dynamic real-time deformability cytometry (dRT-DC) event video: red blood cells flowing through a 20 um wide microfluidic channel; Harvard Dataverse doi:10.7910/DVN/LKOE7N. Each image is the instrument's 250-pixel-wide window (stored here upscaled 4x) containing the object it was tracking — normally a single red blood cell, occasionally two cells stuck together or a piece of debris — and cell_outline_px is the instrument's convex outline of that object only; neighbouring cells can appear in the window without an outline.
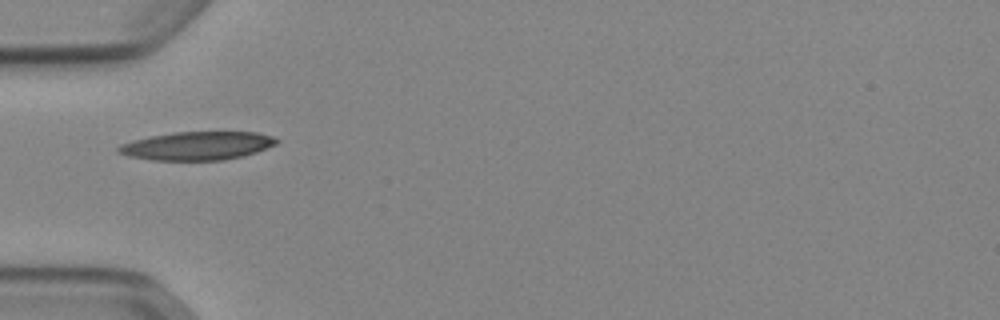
{"species": "Egyptian fruit bat (a non-hibernating species)", "species_latin": "Rousettus aegyptiacus", "temperature_condition": "cold", "stored_images_in_passage": 36, "camera_frame_rate_fps": 3000, "um_per_image_px": 0.085, "animal": {"sex": "female"}, "frame": {"image": 1, "passage_image": 1, "time_ms": 0.0, "image_size_px": [1000, 320], "cell_outline_px": [[280, 140], [276, 144], [256, 152], [244, 156], [224, 160], [152, 160], [128, 156], [116, 152], [116, 148], [120, 144], [132, 140], [172, 132], [256, 132], [272, 136]], "centroid_in_image_um": [16.75, 12.39], "position_along_channel_um": 68.3, "area_um2": 26.24}}
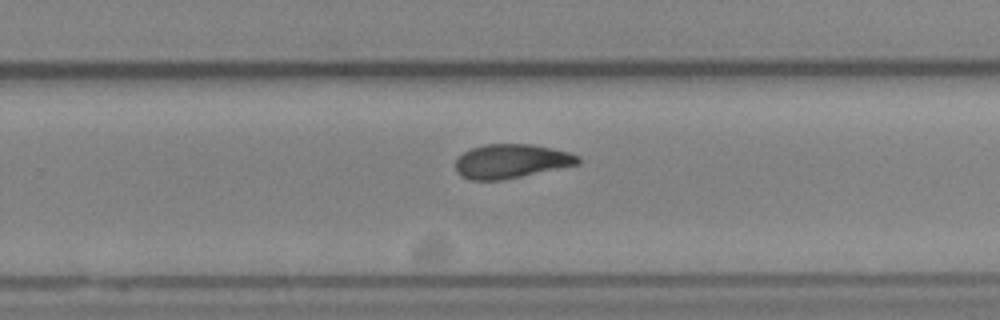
{"frame": {"image": 2, "passage_image": 18, "time_ms": 5.667, "image_size_px": [1000, 320], "cell_outline_px": [[580, 164], [504, 180], [468, 180], [460, 176], [456, 172], [456, 160], [464, 152], [472, 148], [484, 144], [532, 144], [552, 148], [568, 152], [580, 156]], "centroid_in_image_um": [43.46, 13.71], "position_along_channel_um": 286.3, "area_um2": 24.51}}
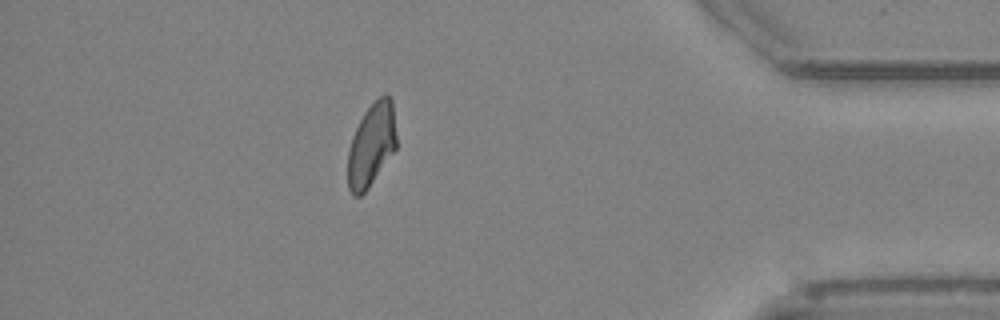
{"frame": {"image": 3, "passage_image": 30, "time_ms": 9.667, "image_size_px": [1000, 320], "cell_outline_px": [[396, 148], [368, 188], [360, 196], [352, 196], [348, 188], [348, 148], [352, 136], [364, 112], [384, 92], [388, 92], [392, 100], [396, 136]], "centroid_in_image_um": [31.56, 12.3], "position_along_channel_um": 403.6, "area_um2": 23.52}, "authors_computed_cell_mechanics": {"area_um2": 24.565, "velocity_mm_per_s": 3.881, "shape_relaxation_time_tau1_ms": null, "shape_relaxation_time_tau2_ms": 3.7032, "deformation_change_tau1": null, "deformation_change_tau2": 0.1051}}